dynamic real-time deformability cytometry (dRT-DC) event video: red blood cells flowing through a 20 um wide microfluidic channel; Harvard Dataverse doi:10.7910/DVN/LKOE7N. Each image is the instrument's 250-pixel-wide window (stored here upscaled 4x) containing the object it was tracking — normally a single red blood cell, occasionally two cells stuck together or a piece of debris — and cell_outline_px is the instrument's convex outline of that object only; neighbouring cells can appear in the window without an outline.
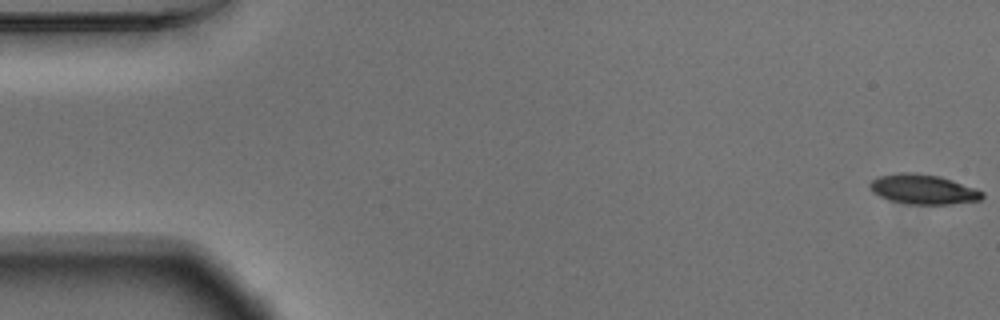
{"species": "Egyptian fruit bat (a non-hibernating species)", "species_latin": "Rousettus aegyptiacus", "temperature_condition": "warm", "stored_images_in_passage": 55, "camera_frame_rate_fps": 3000, "um_per_image_px": 0.085, "animal": {"sex": "male"}, "frame": {"image": 1, "passage_image": 1, "time_ms": 0.0, "image_size_px": [1000, 320], "cell_outline_px": [[984, 196], [980, 200], [952, 204], [908, 204], [888, 200], [872, 192], [868, 184], [872, 180], [880, 176], [900, 172], [908, 172], [940, 176], [952, 180], [984, 192]], "centroid_in_image_um": [78.45, 16.1], "position_along_channel_um": 6.6, "area_um2": 19.42}}
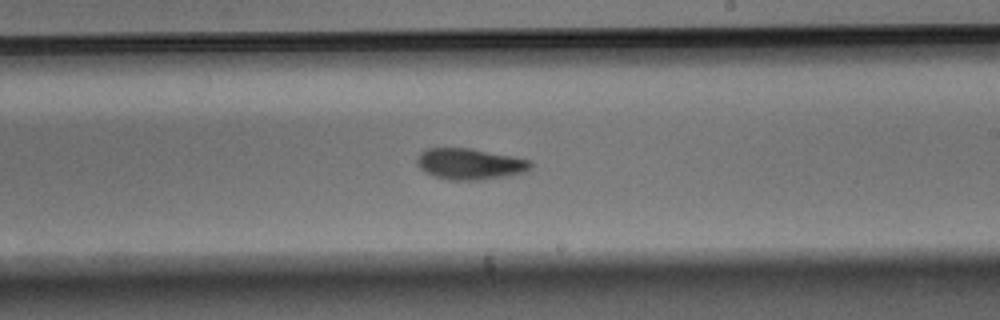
{"frame": {"image": 2, "passage_image": 32, "time_ms": 10.333, "image_size_px": [1000, 320], "cell_outline_px": [[532, 168], [528, 172], [508, 176], [480, 180], [448, 180], [424, 172], [416, 164], [416, 156], [424, 148], [472, 148], [532, 160]], "centroid_in_image_um": [39.95, 13.93], "position_along_channel_um": 249.1, "area_um2": 21.04}}
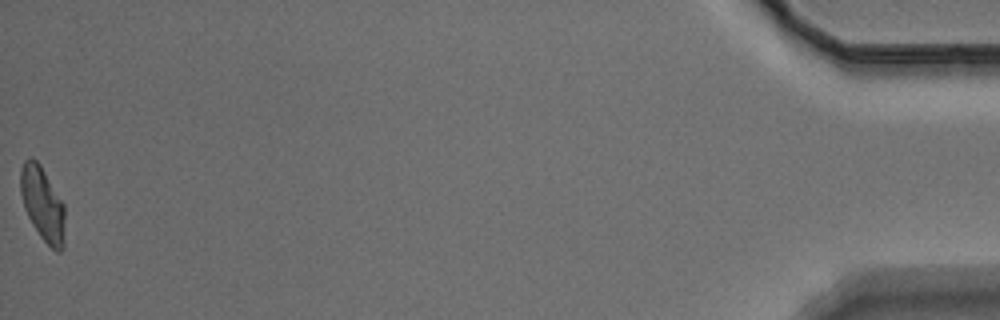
{"frame": {"image": 3, "passage_image": 55, "time_ms": 18.0, "image_size_px": [1000, 320], "cell_outline_px": [[64, 248], [60, 252], [56, 252], [40, 236], [32, 224], [24, 208], [20, 192], [20, 168], [24, 160], [32, 156], [40, 164], [64, 204]], "centroid_in_image_um": [3.61, 17.32], "position_along_channel_um": 431.6, "area_um2": 19.25}, "authors_computed_cell_mechanics": {"area_um2": 20.23, "velocity_mm_per_s": 3.698, "shape_relaxation_time_tau1_ms": 3.8472, "shape_relaxation_time_tau2_ms": 3.7417, "deformation_change_tau1": 0.1751, "deformation_change_tau2": 0.0913}}